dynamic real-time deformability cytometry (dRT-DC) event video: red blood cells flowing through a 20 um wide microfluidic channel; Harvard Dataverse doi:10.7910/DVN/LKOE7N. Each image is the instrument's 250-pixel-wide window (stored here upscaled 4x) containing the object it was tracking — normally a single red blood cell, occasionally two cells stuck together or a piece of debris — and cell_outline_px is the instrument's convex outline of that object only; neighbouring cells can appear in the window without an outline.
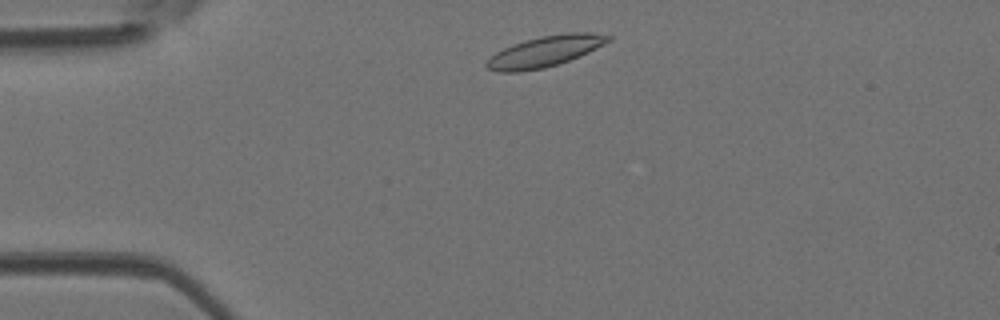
{"species": "Egyptian fruit bat (a non-hibernating species)", "species_latin": "Rousettus aegyptiacus", "temperature_condition": "room temperature", "stored_images_in_passage": 40, "camera_frame_rate_fps": 3000, "um_per_image_px": 0.085, "animal": {"sex": "female"}, "frame": {"image": 1, "passage_image": 3, "time_ms": 0.667, "image_size_px": [1000, 320], "cell_outline_px": [[612, 40], [580, 56], [544, 68], [520, 72], [496, 72], [488, 68], [484, 64], [496, 52], [512, 44], [524, 40], [540, 36], [568, 32], [588, 32], [612, 36]], "centroid_in_image_um": [46.32, 4.36], "position_along_channel_um": 38.7, "area_um2": 21.79}}
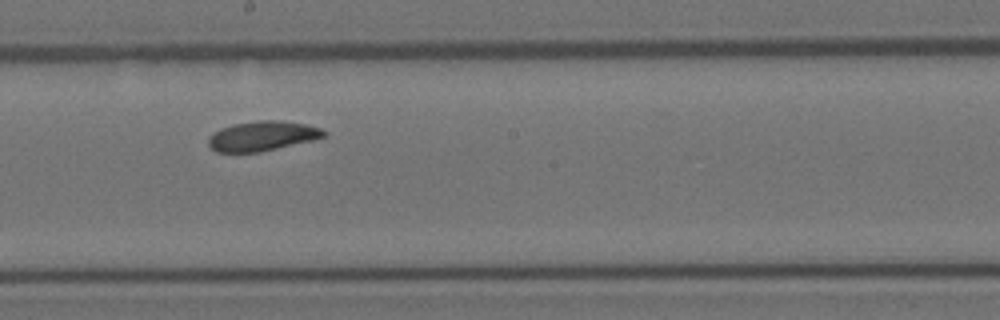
{"frame": {"image": 2, "passage_image": 19, "time_ms": 6.0, "image_size_px": [1000, 320], "cell_outline_px": [[328, 136], [312, 140], [260, 152], [216, 152], [208, 144], [208, 136], [212, 132], [220, 128], [232, 124], [260, 120], [280, 120], [308, 124], [320, 128], [328, 132]], "centroid_in_image_um": [22.3, 11.55], "position_along_channel_um": 225.9, "area_um2": 20.23}}
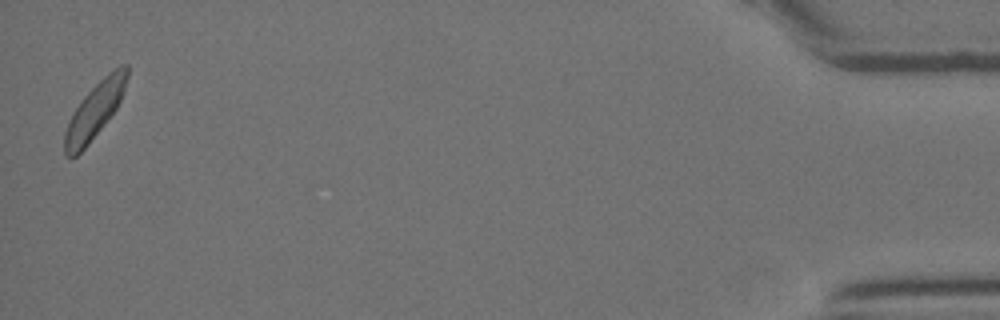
{"frame": {"image": 3, "passage_image": 40, "time_ms": 13.0, "image_size_px": [1000, 320], "cell_outline_px": [[128, 76], [124, 92], [116, 108], [104, 124], [84, 148], [76, 156], [64, 156], [64, 132], [68, 120], [72, 112], [80, 100], [108, 72], [120, 64], [128, 64]], "centroid_in_image_um": [8.04, 9.36], "position_along_channel_um": 427.2, "area_um2": 20.11}, "authors_computed_cell_mechanics": {"area_um2": 20.4034, "velocity_mm_per_s": 4.1639, "shape_relaxation_time_tau1_ms": 2.4229, "shape_relaxation_time_tau2_ms": null, "deformation_change_tau1": 0.0779, "deformation_change_tau2": null}}